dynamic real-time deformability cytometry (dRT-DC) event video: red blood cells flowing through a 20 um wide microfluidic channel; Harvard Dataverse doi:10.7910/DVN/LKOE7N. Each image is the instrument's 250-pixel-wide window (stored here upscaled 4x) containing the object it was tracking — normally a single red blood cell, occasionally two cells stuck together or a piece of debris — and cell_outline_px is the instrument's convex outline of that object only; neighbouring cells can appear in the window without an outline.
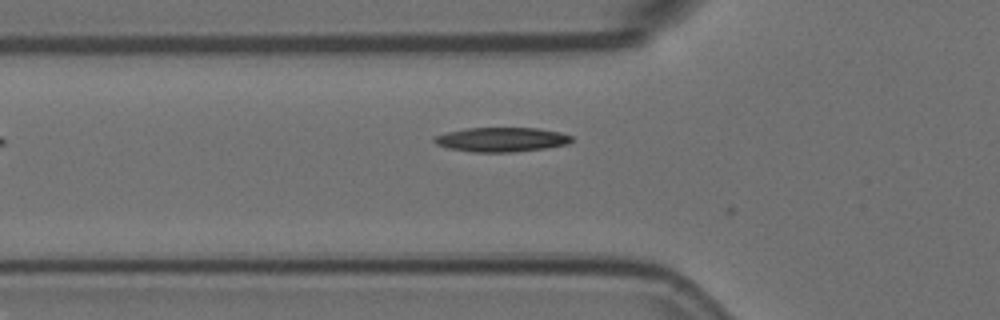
{"species": "Egyptian fruit bat (a non-hibernating species)", "species_latin": "Rousettus aegyptiacus", "temperature_condition": "room temperature", "stored_images_in_passage": 3, "camera_frame_rate_fps": 3000, "um_per_image_px": 0.085, "animal": {"sex": "female"}, "frame": {"image": 1, "passage_image": 3, "time_ms": 0.667, "image_size_px": [1000, 320], "cell_outline_px": [[572, 140], [568, 144], [544, 148], [512, 152], [472, 152], [448, 148], [436, 144], [432, 140], [436, 136], [448, 132], [468, 128], [536, 128], [560, 132], [572, 136]], "centroid_in_image_um": [42.62, 11.86], "position_along_channel_um": 83.2, "area_um2": 19.36}}